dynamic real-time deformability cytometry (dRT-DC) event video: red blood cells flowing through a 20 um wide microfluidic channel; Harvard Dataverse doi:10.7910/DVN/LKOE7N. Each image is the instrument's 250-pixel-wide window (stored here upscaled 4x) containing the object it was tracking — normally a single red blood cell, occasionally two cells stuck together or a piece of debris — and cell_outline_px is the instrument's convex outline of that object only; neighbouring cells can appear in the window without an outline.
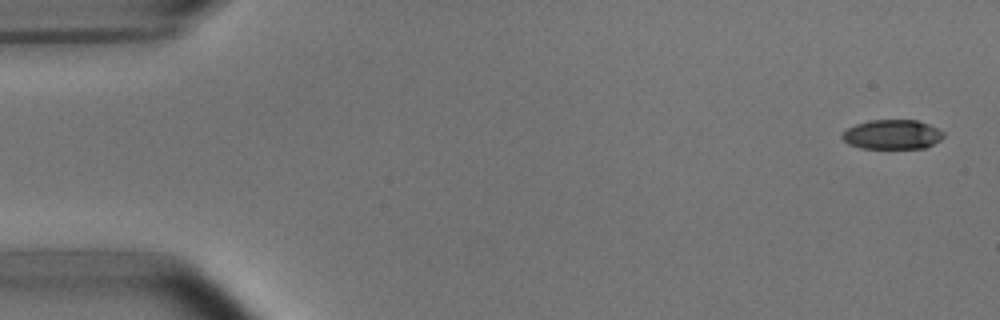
{"species": "common noctule bat (a hibernating species)", "species_latin": "Nyctalus noctula", "temperature_condition": "room temperature", "stored_images_in_passage": 6, "segment_of_instrument_passage": [1, 2], "camera_frame_rate_fps": 3000, "um_per_image_px": 0.085, "animal": {"sex": "male", "body_mass_g": 15.6}, "frame": {"image": 1, "passage_image": 1, "time_ms": 0.0, "image_size_px": [1000, 320], "cell_outline_px": [[944, 136], [940, 140], [924, 148], [860, 148], [848, 144], [840, 136], [848, 128], [856, 124], [872, 120], [916, 120], [928, 124], [944, 132]], "centroid_in_image_um": [75.83, 11.43], "position_along_channel_um": 9.2, "area_um2": 17.28}}
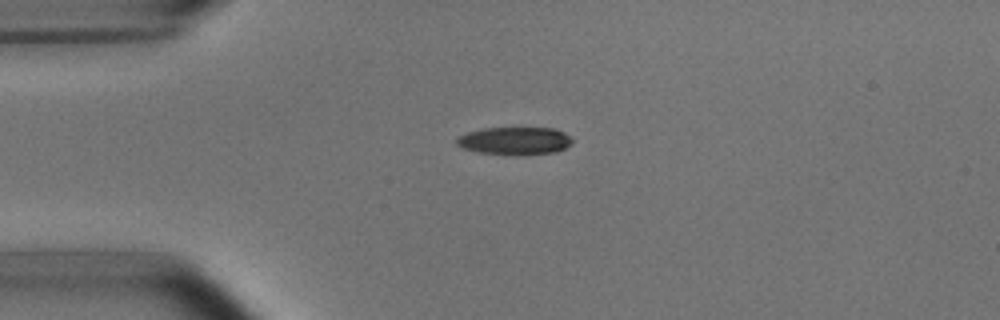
{"frame": {"image": 2, "passage_image": 4, "time_ms": 3.667, "image_size_px": [1000, 320], "cell_outline_px": [[572, 144], [556, 152], [516, 156], [480, 152], [464, 148], [456, 144], [456, 140], [460, 136], [468, 132], [484, 128], [556, 128], [564, 132], [572, 140]], "centroid_in_image_um": [43.78, 11.98], "position_along_channel_um": 41.2, "area_um2": 18.73}}